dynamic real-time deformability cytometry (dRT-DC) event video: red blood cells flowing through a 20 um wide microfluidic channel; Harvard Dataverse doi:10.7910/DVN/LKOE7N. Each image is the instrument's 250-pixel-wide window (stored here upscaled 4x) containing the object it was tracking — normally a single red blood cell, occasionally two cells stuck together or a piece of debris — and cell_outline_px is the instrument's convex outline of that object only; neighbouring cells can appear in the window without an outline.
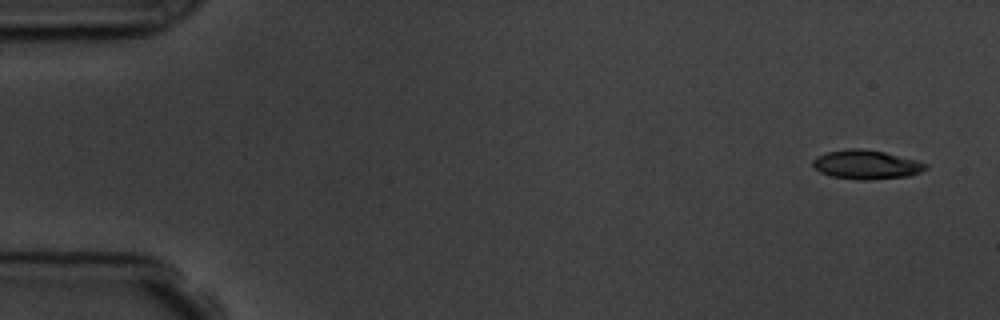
{"species": "common noctule bat (a hibernating species)", "species_latin": "Nyctalus noctula", "temperature_condition": "room temperature", "stored_images_in_passage": 4, "camera_frame_rate_fps": 3000, "um_per_image_px": 0.085, "animal": {"sex": "male", "body_mass_g": 19.5, "forearm_length_mm": 54.6}, "frame": {"image": 1, "passage_image": 1, "time_ms": 0.0, "image_size_px": [1000, 320], "cell_outline_px": [[928, 168], [920, 172], [908, 176], [864, 180], [856, 180], [832, 176], [820, 172], [812, 164], [812, 160], [816, 156], [828, 152], [848, 148], [860, 148], [884, 152], [916, 160], [928, 164]], "centroid_in_image_um": [73.63, 13.99], "position_along_channel_um": 11.4, "area_um2": 19.02}}
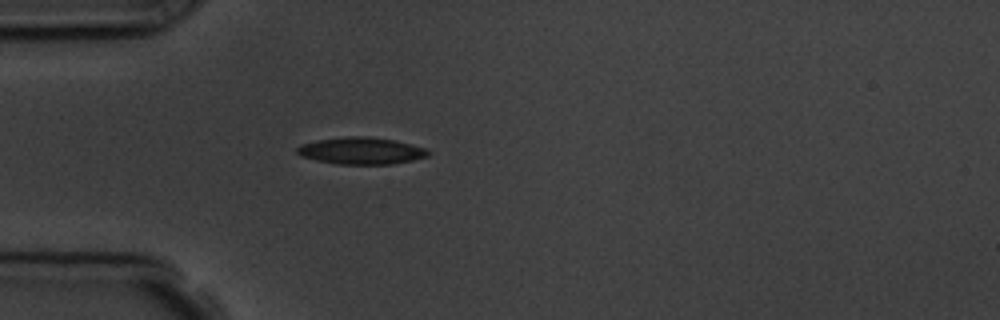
{"frame": {"image": 2, "passage_image": 4, "time_ms": 4.333, "image_size_px": [1000, 320], "cell_outline_px": [[432, 152], [428, 156], [412, 160], [392, 164], [336, 164], [316, 160], [300, 156], [296, 152], [296, 148], [304, 144], [320, 140], [348, 136], [368, 136], [392, 140], [424, 148]], "centroid_in_image_um": [30.7, 12.83], "position_along_channel_um": 54.3, "area_um2": 20.29}}